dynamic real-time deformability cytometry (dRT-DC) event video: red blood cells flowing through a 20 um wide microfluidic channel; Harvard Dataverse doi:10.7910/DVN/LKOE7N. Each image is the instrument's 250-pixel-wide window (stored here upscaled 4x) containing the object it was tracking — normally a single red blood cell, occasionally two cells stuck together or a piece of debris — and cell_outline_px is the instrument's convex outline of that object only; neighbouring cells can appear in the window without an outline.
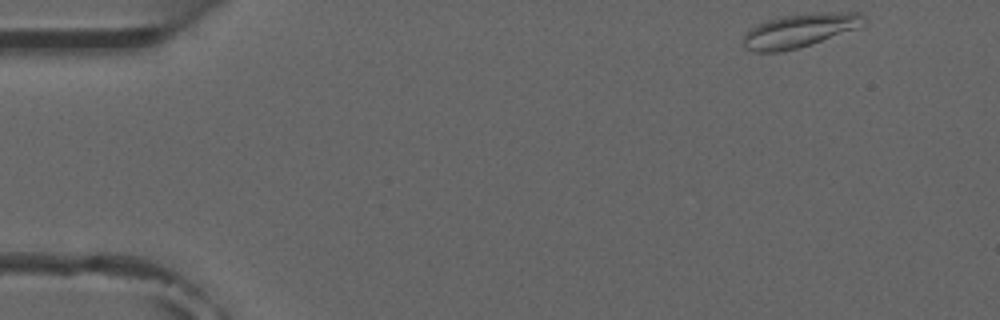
{"species": "common noctule bat (a hibernating species)", "species_latin": "Nyctalus noctula", "temperature_condition": "room temperature", "stored_images_in_passage": 4, "camera_frame_rate_fps": 3000, "um_per_image_px": 0.085, "animal": {"sex": "male", "forearm_length_mm": 52.5}, "frame": {"image": 1, "passage_image": 1, "time_ms": 0.0, "image_size_px": [1000, 320], "cell_outline_px": [[868, 20], [856, 28], [812, 44], [800, 48], [780, 52], [756, 52], [744, 48], [744, 36], [756, 24], [780, 16], [808, 12], [860, 12]], "centroid_in_image_um": [67.98, 2.58], "position_along_channel_um": 17.0, "area_um2": 23.76}}